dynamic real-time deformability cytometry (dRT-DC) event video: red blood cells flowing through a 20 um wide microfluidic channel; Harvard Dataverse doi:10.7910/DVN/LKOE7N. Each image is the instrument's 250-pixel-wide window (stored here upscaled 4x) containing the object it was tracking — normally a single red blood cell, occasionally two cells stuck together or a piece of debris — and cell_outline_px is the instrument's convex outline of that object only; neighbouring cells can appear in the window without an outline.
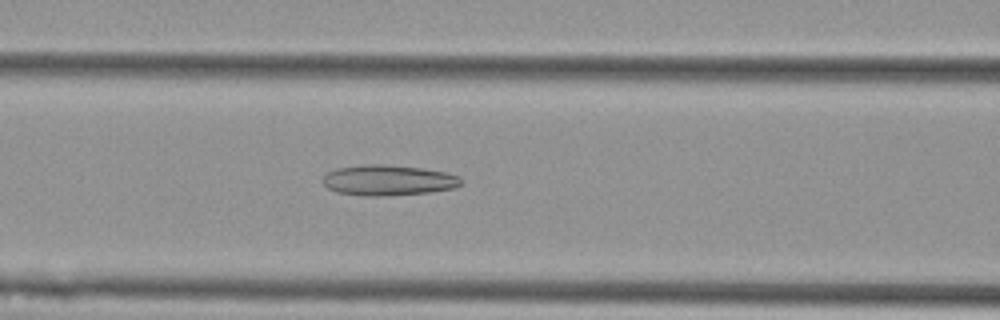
{"species": "Egyptian fruit bat (a non-hibernating species)", "species_latin": "Rousettus aegyptiacus", "temperature_condition": "cold", "stored_images_in_passage": 55, "camera_frame_rate_fps": 3000, "um_per_image_px": 0.085, "animal": {"sex": "female"}, "frame": {"image": 1, "passage_image": 24, "time_ms": 7.667, "image_size_px": [1000, 320], "cell_outline_px": [[464, 184], [456, 188], [428, 192], [380, 196], [360, 196], [336, 192], [328, 188], [324, 184], [324, 176], [328, 172], [336, 168], [364, 164], [384, 164], [420, 168], [448, 172], [460, 176], [464, 180]], "centroid_in_image_um": [33.05, 15.32], "position_along_channel_um": 133.6, "area_um2": 24.85}}
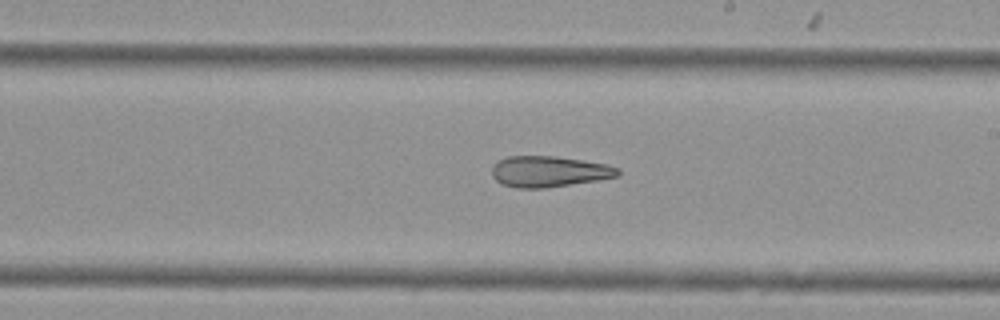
{"frame": {"image": 2, "passage_image": 33, "time_ms": 10.667, "image_size_px": [1000, 320], "cell_outline_px": [[620, 176], [596, 180], [544, 188], [516, 188], [500, 184], [492, 176], [492, 164], [496, 160], [508, 156], [556, 156], [608, 164], [620, 168]], "centroid_in_image_um": [46.64, 14.57], "position_along_channel_um": 242.4, "area_um2": 22.95}}
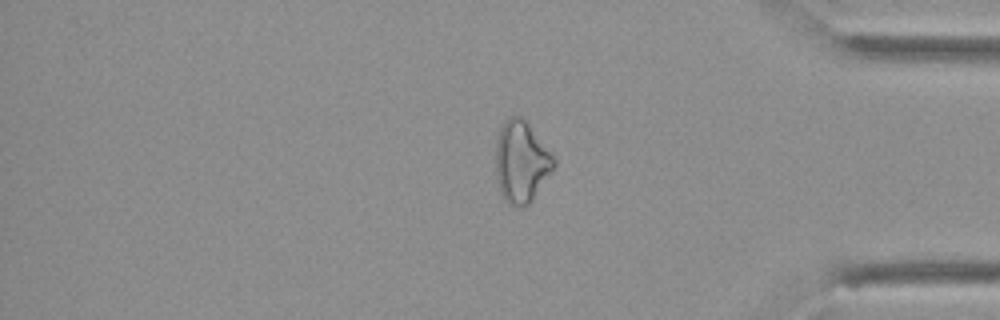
{"frame": {"image": 3, "passage_image": 47, "time_ms": 15.333, "image_size_px": [1000, 320], "cell_outline_px": [[556, 164], [532, 200], [528, 204], [508, 204], [504, 200], [500, 192], [496, 176], [496, 136], [504, 120], [508, 116], [520, 116], [528, 124], [556, 156]], "centroid_in_image_um": [44.31, 13.71], "position_along_channel_um": 390.9, "area_um2": 27.57}}